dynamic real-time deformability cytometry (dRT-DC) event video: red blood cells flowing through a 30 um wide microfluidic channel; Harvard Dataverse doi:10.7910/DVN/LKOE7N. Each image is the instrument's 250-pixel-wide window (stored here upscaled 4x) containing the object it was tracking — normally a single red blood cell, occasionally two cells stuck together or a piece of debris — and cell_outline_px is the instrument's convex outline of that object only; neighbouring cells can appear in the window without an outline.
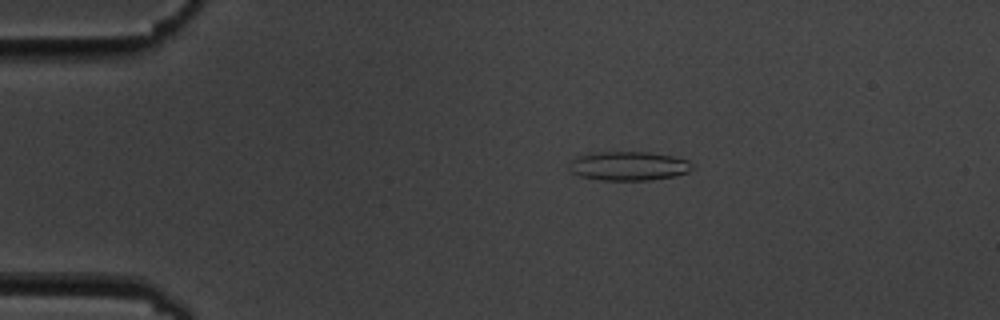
{"species": "common noctule bat (a hibernating species)", "species_latin": "Nyctalus noctula", "temperature_condition": "cold", "stored_images_in_passage": 2, "camera_frame_rate_fps": 3000, "um_per_image_px": 0.085, "animal": {"sex": "male", "body_mass_g": 19.5, "forearm_length_mm": 54.6}, "frame": {"image": 1, "passage_image": 1, "time_ms": 0.0, "image_size_px": [1000, 320], "cell_outline_px": [[692, 168], [688, 172], [676, 176], [648, 180], [600, 180], [580, 176], [572, 172], [568, 168], [568, 164], [572, 160], [588, 152], [648, 152], [672, 156], [688, 160], [692, 164]], "centroid_in_image_um": [53.41, 14.11], "position_along_channel_um": 31.6, "area_um2": 20.87}}